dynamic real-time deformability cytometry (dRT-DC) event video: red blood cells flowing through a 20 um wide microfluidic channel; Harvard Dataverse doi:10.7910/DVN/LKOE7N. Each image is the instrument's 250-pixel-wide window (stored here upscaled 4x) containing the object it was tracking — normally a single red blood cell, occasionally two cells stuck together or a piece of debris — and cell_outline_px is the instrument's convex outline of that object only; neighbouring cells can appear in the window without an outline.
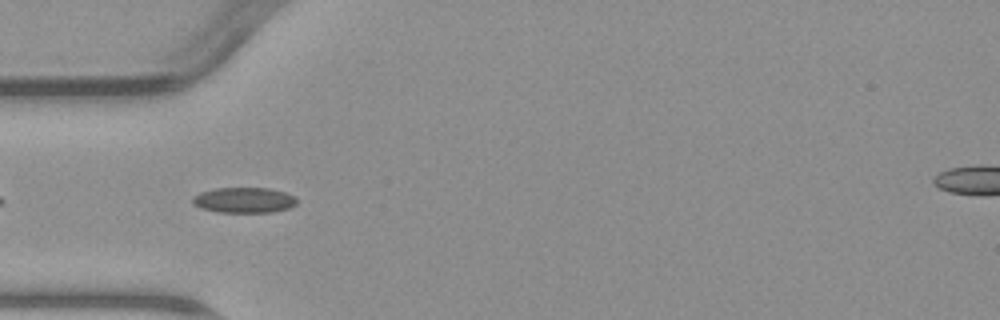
{"species": "common noctule bat (a hibernating species)", "species_latin": "Nyctalus noctula", "temperature_condition": "warm", "stored_images_in_passage": 5, "segment_of_instrument_passage": [2, 2], "camera_frame_rate_fps": 3000, "um_per_image_px": 0.085, "animal": {"sex": "male", "body_mass_g": 23.1, "forearm_length_mm": 52.7}, "frame": {"image": 1, "passage_image": 5, "time_ms": 5.333, "image_size_px": [1000, 320], "cell_outline_px": [[296, 204], [288, 208], [272, 212], [216, 212], [200, 208], [192, 204], [192, 196], [200, 192], [216, 188], [268, 188], [284, 192], [296, 196]], "centroid_in_image_um": [20.7, 17.01], "position_along_channel_um": 64.3, "area_um2": 15.55}}